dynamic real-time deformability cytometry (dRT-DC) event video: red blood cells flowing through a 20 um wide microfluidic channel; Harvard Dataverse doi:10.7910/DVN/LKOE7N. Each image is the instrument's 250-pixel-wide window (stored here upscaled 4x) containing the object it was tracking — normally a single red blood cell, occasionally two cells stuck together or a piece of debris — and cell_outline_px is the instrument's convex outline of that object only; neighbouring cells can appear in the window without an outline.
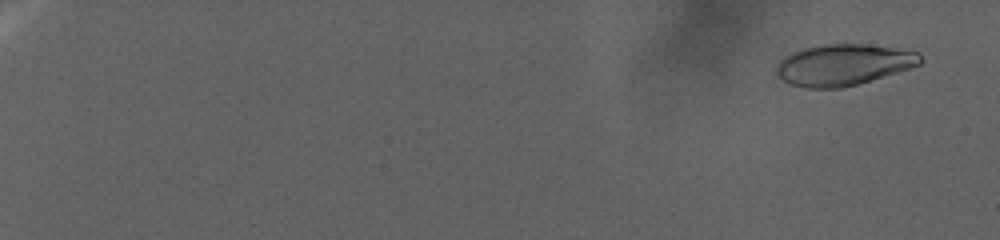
{"species": "human", "species_latin": "Homo sapiens", "temperature_condition": "warm", "stored_images_in_passage": 128, "camera_frame_rate_fps": 3000, "um_per_image_px": 0.085, "donor": {"sex": "female"}, "frame": {"image": 1, "passage_image": 8, "time_ms": 2.333, "image_size_px": [1000, 240], "cell_outline_px": [[924, 60], [920, 64], [896, 72], [856, 84], [840, 88], [804, 88], [788, 84], [776, 72], [776, 68], [780, 60], [784, 56], [792, 52], [804, 48], [824, 44], [864, 44], [892, 48], [916, 52]], "centroid_in_image_um": [71.63, 5.51], "position_along_channel_um": 13.4, "area_um2": 34.1}}
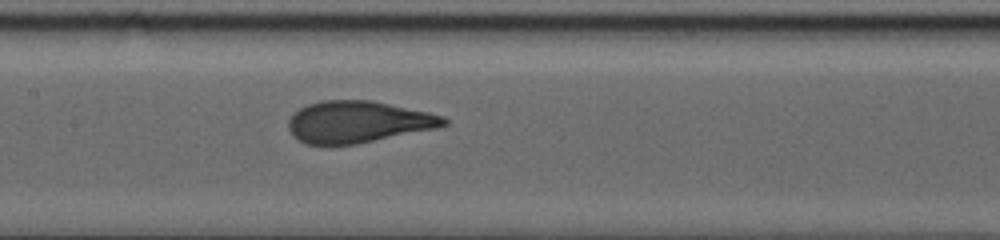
{"frame": {"image": 2, "passage_image": 75, "time_ms": 24.667, "image_size_px": [1000, 240], "cell_outline_px": [[448, 124], [436, 128], [356, 144], [308, 144], [292, 136], [288, 128], [288, 120], [300, 108], [308, 104], [324, 100], [372, 100], [428, 112], [444, 116], [448, 120]], "centroid_in_image_um": [30.43, 10.35], "position_along_channel_um": 177.0, "area_um2": 37.51}}
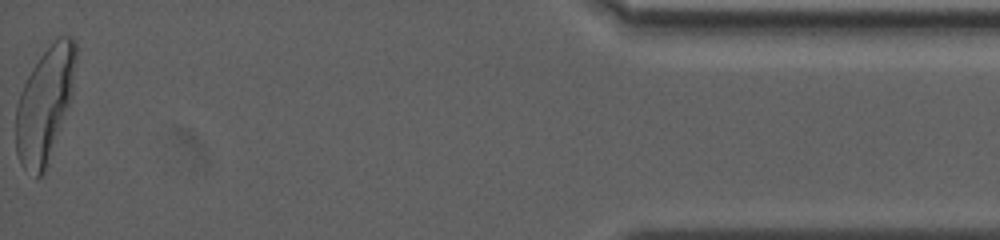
{"frame": {"image": 3, "passage_image": 128, "time_ms": 42.333, "image_size_px": [1000, 240], "cell_outline_px": [[76, 60], [72, 96], [44, 172], [36, 180], [20, 164], [16, 152], [16, 104], [20, 92], [32, 68], [40, 56], [60, 36], [72, 36], [76, 40]], "centroid_in_image_um": [3.8, 8.89], "position_along_channel_um": 431.4, "area_um2": 39.77}}